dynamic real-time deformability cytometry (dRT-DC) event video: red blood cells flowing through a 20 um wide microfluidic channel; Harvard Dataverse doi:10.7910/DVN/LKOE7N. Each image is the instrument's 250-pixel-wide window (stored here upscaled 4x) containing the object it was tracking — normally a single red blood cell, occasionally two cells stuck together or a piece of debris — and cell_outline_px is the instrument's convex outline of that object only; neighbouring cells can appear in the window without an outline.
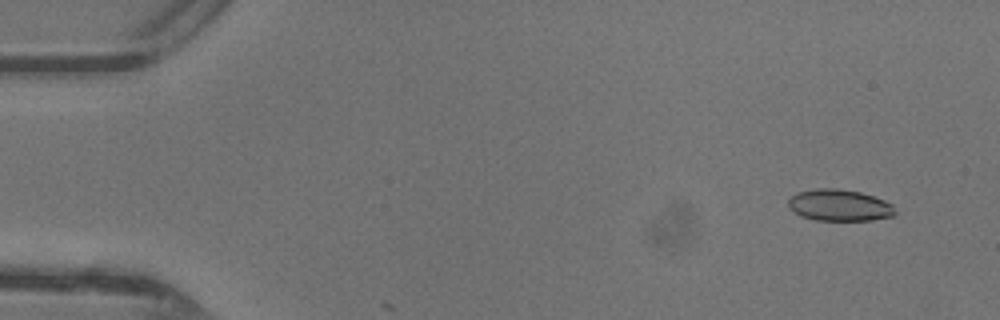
{"species": "common noctule bat (a hibernating species)", "species_latin": "Nyctalus noctula", "temperature_condition": "warm", "stored_images_in_passage": 48, "camera_frame_rate_fps": 3000, "um_per_image_px": 0.085, "animal": {"sex": "female"}, "frame": {"image": 1, "passage_image": 4, "time_ms": 1.0, "image_size_px": [1000, 320], "cell_outline_px": [[896, 216], [872, 220], [816, 220], [800, 216], [792, 212], [788, 208], [788, 200], [796, 192], [816, 188], [836, 188], [860, 192], [884, 200], [892, 204], [896, 212]], "centroid_in_image_um": [71.33, 17.45], "position_along_channel_um": 13.7, "area_um2": 19.88}}
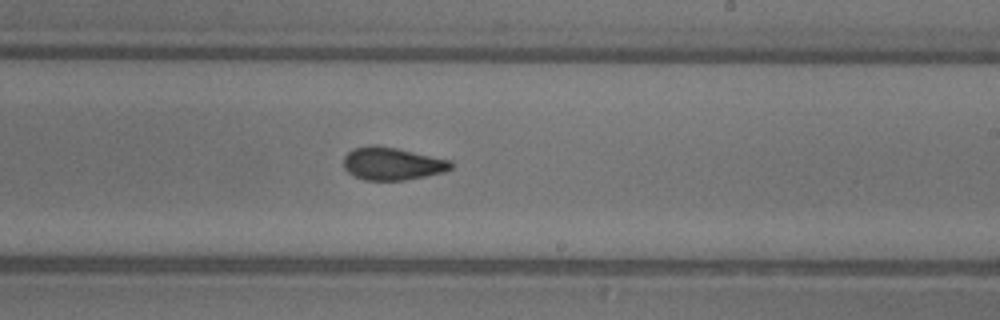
{"frame": {"image": 2, "passage_image": 29, "time_ms": 9.333, "image_size_px": [1000, 320], "cell_outline_px": [[452, 168], [444, 172], [404, 180], [364, 180], [348, 172], [344, 168], [344, 156], [352, 148], [368, 144], [376, 144], [396, 148], [452, 160]], "centroid_in_image_um": [33.32, 13.89], "position_along_channel_um": 255.7, "area_um2": 20.58}}
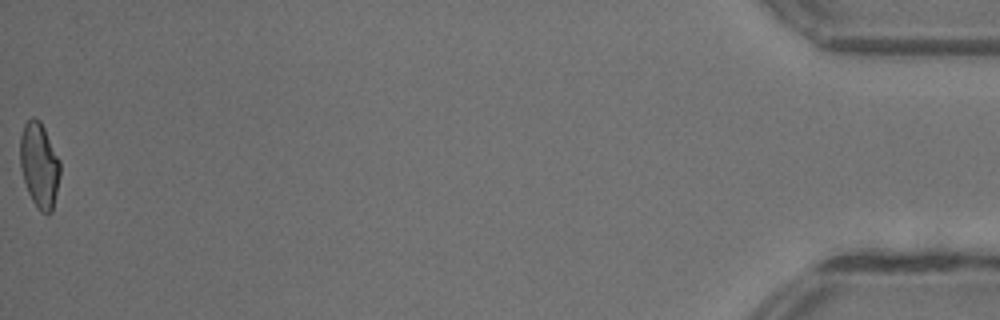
{"frame": {"image": 3, "passage_image": 48, "time_ms": 15.667, "image_size_px": [1000, 320], "cell_outline_px": [[60, 176], [52, 212], [48, 216], [40, 212], [32, 200], [28, 192], [20, 168], [20, 136], [24, 124], [32, 116], [36, 116], [40, 120], [60, 160]], "centroid_in_image_um": [3.34, 14.04], "position_along_channel_um": 431.9, "area_um2": 20.06}, "authors_computed_cell_mechanics": {"area_um2": 20.23, "velocity_mm_per_s": 4.4227, "shape_relaxation_time_tau1_ms": 5.8878, "shape_relaxation_time_tau2_ms": 1.2386, "deformation_change_tau1": 0.164, "deformation_change_tau2": 0.0715}}